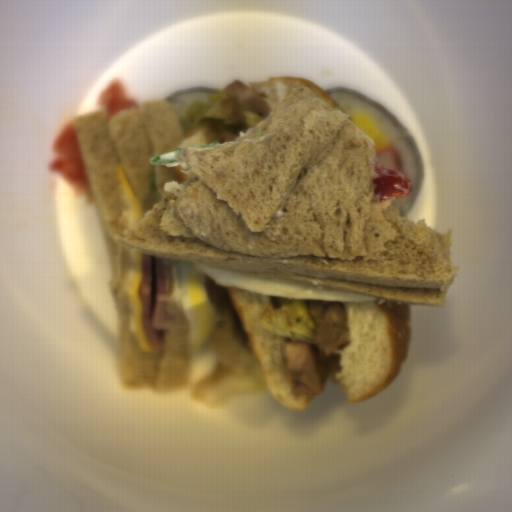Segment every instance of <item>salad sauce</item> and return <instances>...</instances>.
<instances>
[{"label":"salad sauce","instance_id":"1","mask_svg":"<svg viewBox=\"0 0 512 512\" xmlns=\"http://www.w3.org/2000/svg\"><path fill=\"white\" fill-rule=\"evenodd\" d=\"M179 154H180V150L177 152L160 155L159 159H160V161H181Z\"/></svg>","mask_w":512,"mask_h":512},{"label":"salad sauce","instance_id":"2","mask_svg":"<svg viewBox=\"0 0 512 512\" xmlns=\"http://www.w3.org/2000/svg\"><path fill=\"white\" fill-rule=\"evenodd\" d=\"M165 165H166V167H172V168L175 166L181 165L182 169H188L187 162H182L180 160H177L176 162H169Z\"/></svg>","mask_w":512,"mask_h":512}]
</instances>
